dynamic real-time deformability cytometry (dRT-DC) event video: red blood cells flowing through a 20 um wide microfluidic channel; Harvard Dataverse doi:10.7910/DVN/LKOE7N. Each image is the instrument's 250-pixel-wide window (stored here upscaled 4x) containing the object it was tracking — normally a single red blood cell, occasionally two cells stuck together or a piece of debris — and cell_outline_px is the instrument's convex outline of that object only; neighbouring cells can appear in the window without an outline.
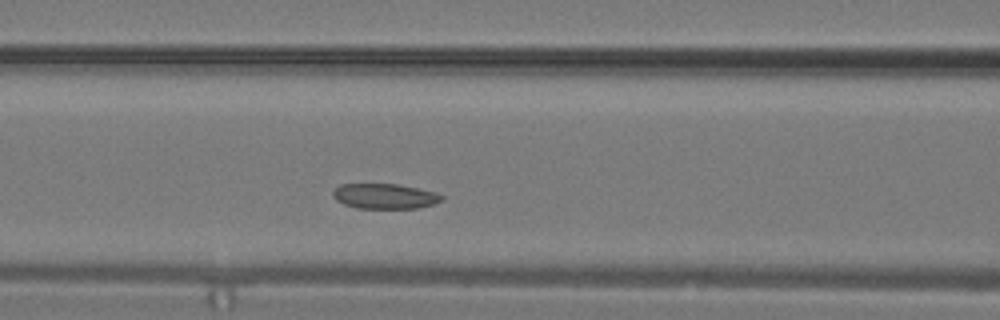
{"species": "common noctule bat (a hibernating species)", "species_latin": "Nyctalus noctula", "temperature_condition": "warm", "stored_images_in_passage": 22, "camera_frame_rate_fps": 3000, "um_per_image_px": 0.085, "animal": {"sex": "male", "body_mass_g": 19.2, "forearm_length_mm": 51.8}, "frame": {"image": 1, "passage_image": 4, "time_ms": 1.0, "image_size_px": [1000, 320], "cell_outline_px": [[444, 200], [432, 204], [416, 208], [356, 208], [344, 204], [336, 200], [332, 196], [332, 192], [340, 184], [396, 184], [436, 192], [444, 196]], "centroid_in_image_um": [32.69, 16.68], "position_along_channel_um": 133.9, "area_um2": 15.9}}
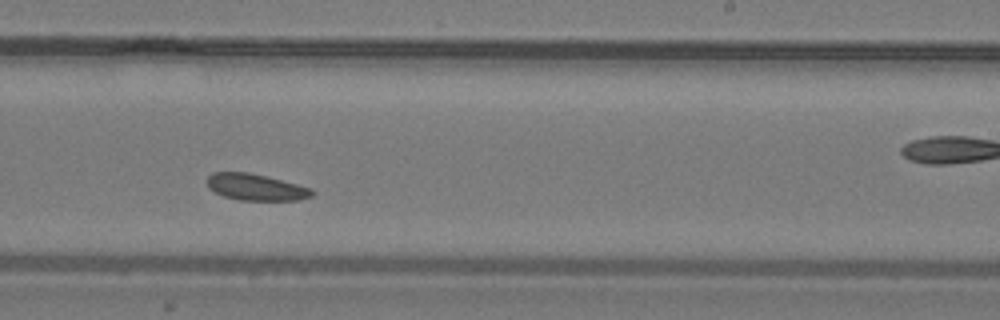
{"frame": {"image": 2, "passage_image": 10, "time_ms": 3.0, "image_size_px": [1000, 320], "cell_outline_px": [[312, 196], [296, 200], [240, 200], [224, 196], [208, 188], [208, 176], [212, 172], [248, 172], [312, 188]], "centroid_in_image_um": [21.71, 15.91], "position_along_channel_um": 267.3, "area_um2": 15.9}}